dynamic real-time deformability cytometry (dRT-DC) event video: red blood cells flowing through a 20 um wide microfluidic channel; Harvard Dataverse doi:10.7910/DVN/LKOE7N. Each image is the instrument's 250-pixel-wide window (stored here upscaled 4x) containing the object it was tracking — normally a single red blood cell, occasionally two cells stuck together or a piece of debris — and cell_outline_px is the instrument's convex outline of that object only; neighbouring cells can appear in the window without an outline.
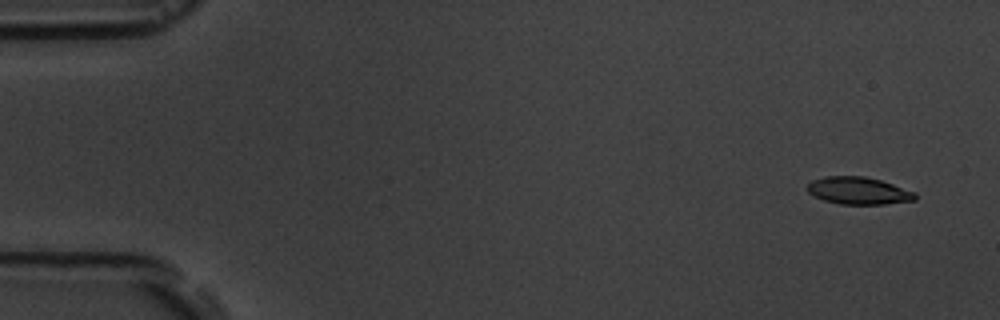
{"species": "common noctule bat (a hibernating species)", "species_latin": "Nyctalus noctula", "temperature_condition": "room temperature", "stored_images_in_passage": 4, "camera_frame_rate_fps": 3000, "um_per_image_px": 0.085, "animal": {"sex": "male", "body_mass_g": 19.5, "forearm_length_mm": 54.6}, "frame": {"image": 1, "passage_image": 1, "time_ms": 0.0, "image_size_px": [1000, 320], "cell_outline_px": [[916, 200], [884, 204], [840, 204], [824, 200], [808, 192], [808, 184], [812, 180], [824, 176], [864, 176], [880, 180], [916, 192]], "centroid_in_image_um": [72.98, 16.21], "position_along_channel_um": 12.0, "area_um2": 17.05}}